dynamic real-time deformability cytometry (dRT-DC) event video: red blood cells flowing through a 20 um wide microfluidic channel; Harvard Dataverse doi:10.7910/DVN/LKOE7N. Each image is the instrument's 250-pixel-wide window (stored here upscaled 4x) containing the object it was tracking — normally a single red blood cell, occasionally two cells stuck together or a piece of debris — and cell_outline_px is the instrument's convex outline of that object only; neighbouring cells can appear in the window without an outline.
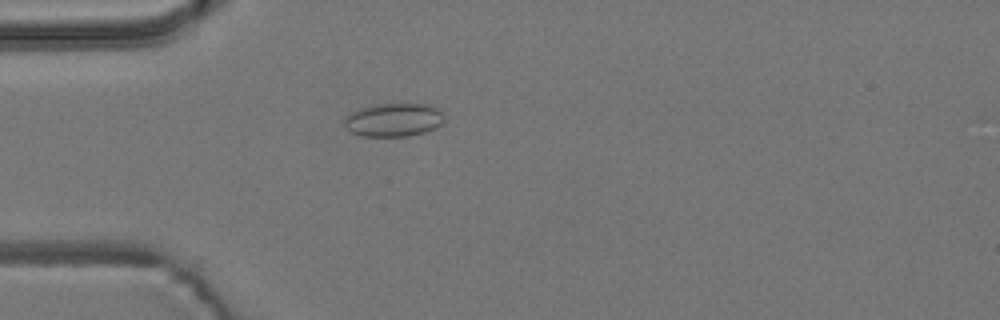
{"species": "common noctule bat (a hibernating species)", "species_latin": "Nyctalus noctula", "temperature_condition": "room temperature", "stored_images_in_passage": 23, "camera_frame_rate_fps": 3000, "um_per_image_px": 0.085, "animal": {"sex": "male", "body_mass_g": 19.2, "forearm_length_mm": 51.8}, "frame": {"image": 1, "passage_image": 6, "time_ms": 1.667, "image_size_px": [1000, 320], "cell_outline_px": [[444, 120], [436, 128], [424, 132], [408, 136], [360, 136], [344, 128], [344, 120], [352, 112], [360, 108], [372, 104], [432, 104], [440, 108], [444, 112]], "centroid_in_image_um": [33.49, 10.18], "position_along_channel_um": 51.5, "area_um2": 19.71}}
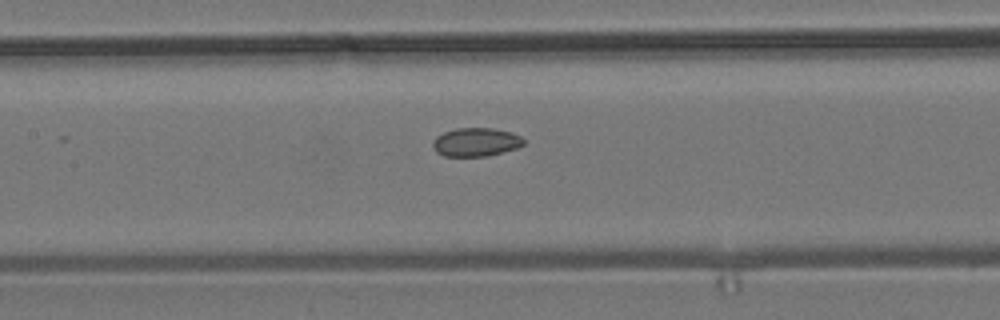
{"frame": {"image": 2, "passage_image": 16, "time_ms": 5.0, "image_size_px": [1000, 320], "cell_outline_px": [[524, 144], [516, 148], [488, 156], [444, 156], [436, 152], [432, 148], [432, 140], [436, 136], [444, 132], [456, 128], [492, 128], [512, 132], [520, 136], [524, 140]], "centroid_in_image_um": [40.42, 12.07], "position_along_channel_um": 167.0, "area_um2": 15.2}}
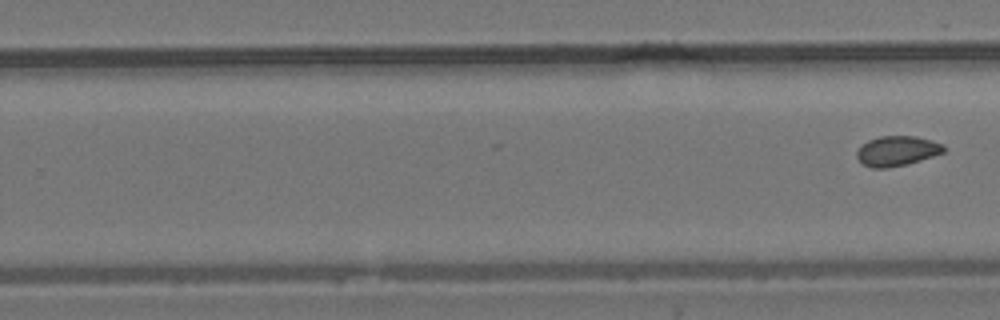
{"frame": {"image": 3, "passage_image": 23, "time_ms": 7.333, "image_size_px": [1000, 320], "cell_outline_px": [[944, 152], [908, 164], [888, 168], [872, 168], [864, 164], [856, 156], [856, 152], [860, 144], [868, 140], [880, 136], [916, 136], [932, 140], [944, 144]], "centroid_in_image_um": [76.23, 12.82], "position_along_channel_um": 253.6, "area_um2": 15.26}}